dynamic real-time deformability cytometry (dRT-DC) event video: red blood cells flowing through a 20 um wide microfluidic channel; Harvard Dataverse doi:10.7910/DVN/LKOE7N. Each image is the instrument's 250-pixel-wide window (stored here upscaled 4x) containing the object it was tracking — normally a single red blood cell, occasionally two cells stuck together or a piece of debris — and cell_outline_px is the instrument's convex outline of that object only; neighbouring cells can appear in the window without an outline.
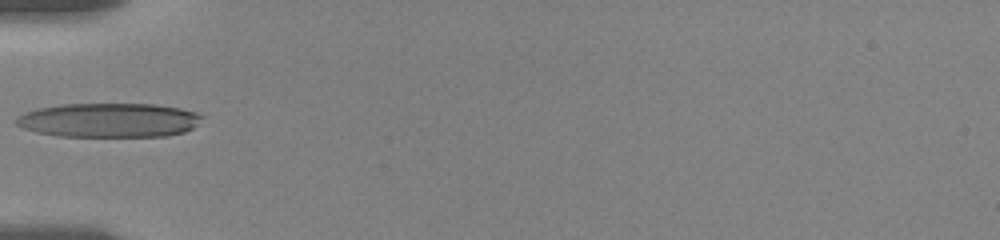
{"species": "human", "species_latin": "Homo sapiens", "temperature_condition": "room temperature", "stored_images_in_passage": 14, "camera_frame_rate_fps": 3000, "um_per_image_px": 0.085, "donor": {"sex": "female"}, "frame": {"image": 1, "passage_image": 1, "time_ms": 0.0, "image_size_px": [1000, 240], "cell_outline_px": [[204, 116], [192, 128], [184, 132], [164, 136], [60, 136], [36, 132], [24, 128], [16, 124], [16, 116], [24, 112], [36, 108], [60, 104], [156, 104], [180, 108], [196, 112]], "centroid_in_image_um": [9.24, 10.2], "position_along_channel_um": 75.8, "area_um2": 37.11}}
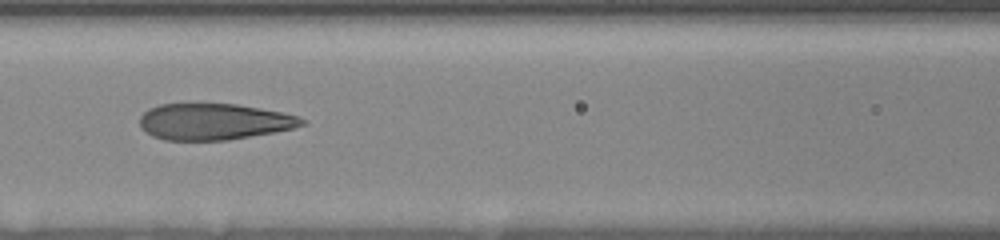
{"frame": {"image": 2, "passage_image": 9, "time_ms": 2.0, "image_size_px": [1000, 240], "cell_outline_px": [[308, 120], [304, 124], [292, 128], [276, 132], [228, 140], [164, 140], [152, 136], [140, 128], [140, 116], [148, 108], [160, 104], [236, 104], [284, 112], [300, 116]], "centroid_in_image_um": [18.2, 10.34], "position_along_channel_um": 148.4, "area_um2": 34.56}}
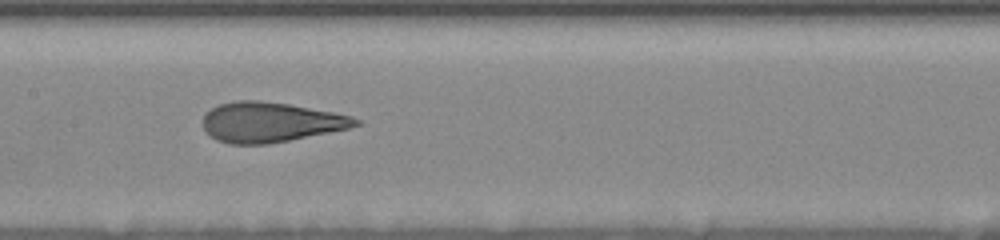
{"frame": {"image": 3, "passage_image": 13, "time_ms": 3.0, "image_size_px": [1000, 240], "cell_outline_px": [[360, 124], [348, 128], [268, 144], [228, 144], [216, 140], [204, 132], [204, 116], [212, 108], [220, 104], [236, 100], [260, 100], [288, 104], [332, 112], [352, 116], [360, 120]], "centroid_in_image_um": [22.95, 10.38], "position_along_channel_um": 184.5, "area_um2": 35.26}}